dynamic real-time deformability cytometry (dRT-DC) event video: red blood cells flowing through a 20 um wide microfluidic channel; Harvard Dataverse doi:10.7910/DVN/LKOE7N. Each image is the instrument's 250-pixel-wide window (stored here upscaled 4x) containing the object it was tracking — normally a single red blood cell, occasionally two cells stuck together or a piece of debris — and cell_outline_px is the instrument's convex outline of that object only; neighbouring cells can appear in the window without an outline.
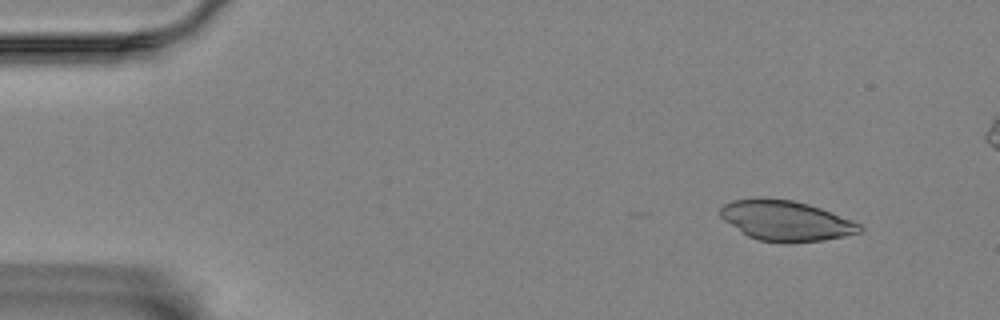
{"species": "Egyptian fruit bat (a non-hibernating species)", "species_latin": "Rousettus aegyptiacus", "temperature_condition": "room temperature", "stored_images_in_passage": 59, "segment_of_instrument_passage": [1, 4], "camera_frame_rate_fps": 3000, "um_per_image_px": 0.085, "animal": {"sex": "female"}, "frame": {"image": 1, "passage_image": 5, "time_ms": 1.333, "image_size_px": [1000, 320], "cell_outline_px": [[848, 224], [844, 232], [836, 236], [812, 240], [764, 240], [752, 236], [748, 232], [744, 200], [784, 200], [816, 208]], "centroid_in_image_um": [67.13, 18.81], "position_along_channel_um": 17.9, "area_um2": 23.35}}
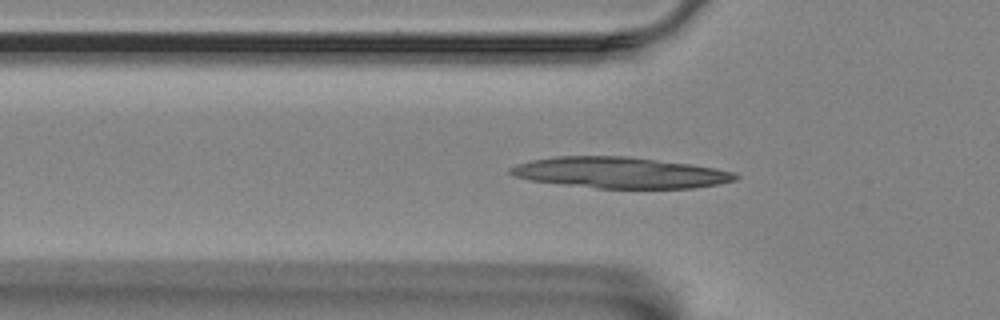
{"frame": {"image": 2, "passage_image": 18, "time_ms": 5.667, "image_size_px": [1000, 320], "cell_outline_px": [[732, 176], [724, 180], [708, 184], [676, 188], [612, 188], [604, 184], [664, 164], [672, 164], [704, 168], [720, 172]], "centroid_in_image_um": [56.91, 15.11], "position_along_channel_um": 68.9, "area_um2": 13.99}}